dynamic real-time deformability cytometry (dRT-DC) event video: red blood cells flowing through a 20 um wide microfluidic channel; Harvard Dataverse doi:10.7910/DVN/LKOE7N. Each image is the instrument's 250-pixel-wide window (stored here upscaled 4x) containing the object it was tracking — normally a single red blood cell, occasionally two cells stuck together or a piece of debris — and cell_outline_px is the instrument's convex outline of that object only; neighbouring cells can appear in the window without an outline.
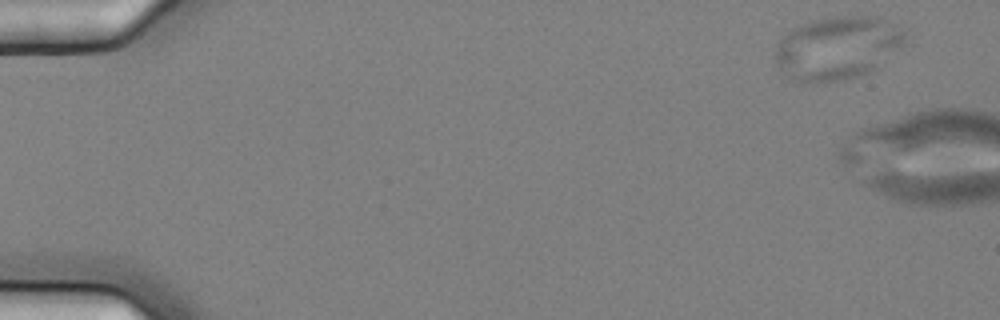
{"species": "common noctule bat (a hibernating species)", "species_latin": "Nyctalus noctula", "temperature_condition": "cold", "stored_images_in_passage": 3, "camera_frame_rate_fps": 3000, "um_per_image_px": 0.085, "animal": {"sex": "female", "body_mass_g": 25.1}, "frame": {"image": 1, "passage_image": 1, "time_ms": 0.0, "image_size_px": [1000, 320], "cell_outline_px": [[908, 44], [876, 68], [868, 72], [844, 80], [792, 80], [784, 76], [776, 64], [776, 44], [792, 28], [800, 24], [812, 20], [836, 16], [876, 16], [908, 28]], "centroid_in_image_um": [71.28, 4.03], "position_along_channel_um": 13.7, "area_um2": 48.38}}